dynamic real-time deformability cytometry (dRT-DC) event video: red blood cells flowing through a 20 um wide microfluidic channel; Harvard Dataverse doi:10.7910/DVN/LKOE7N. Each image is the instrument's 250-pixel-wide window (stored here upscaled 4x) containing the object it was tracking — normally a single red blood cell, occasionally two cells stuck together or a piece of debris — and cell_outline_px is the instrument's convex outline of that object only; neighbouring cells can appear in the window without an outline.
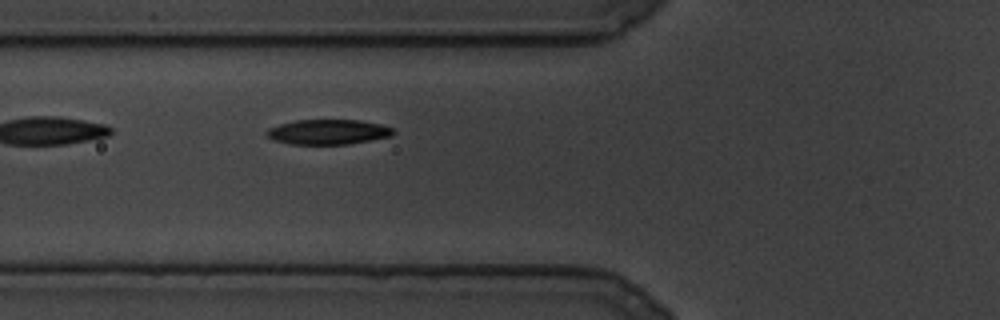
{"species": "common noctule bat (a hibernating species)", "species_latin": "Nyctalus noctula", "temperature_condition": "cold", "stored_images_in_passage": 77, "camera_frame_rate_fps": 3000, "um_per_image_px": 0.085, "animal": {"sex": "male", "body_mass_g": 19.5, "forearm_length_mm": 54.6}, "frame": {"image": 1, "passage_image": 5, "time_ms": 1.333, "image_size_px": [1000, 320], "cell_outline_px": [[396, 132], [392, 136], [348, 144], [288, 144], [272, 140], [264, 132], [268, 128], [280, 124], [296, 120], [360, 120], [380, 124], [392, 128]], "centroid_in_image_um": [27.87, 11.22], "position_along_channel_um": 97.9, "area_um2": 18.5}}
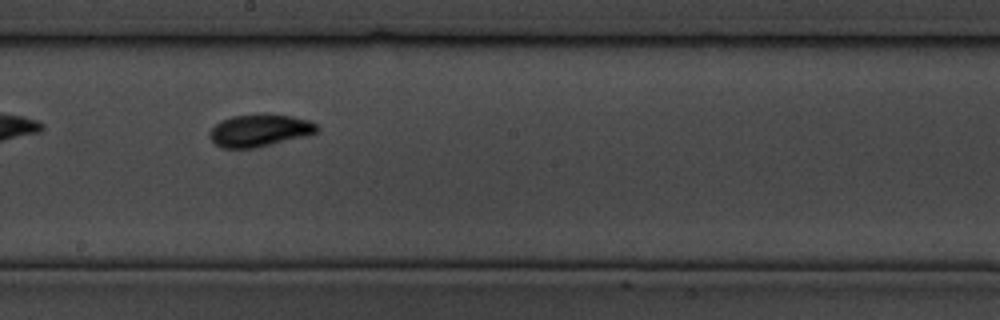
{"frame": {"image": 2, "passage_image": 27, "time_ms": 8.667, "image_size_px": [1000, 320], "cell_outline_px": [[320, 128], [316, 132], [308, 136], [256, 148], [220, 148], [208, 136], [208, 132], [216, 124], [232, 116], [264, 112], [292, 116], [308, 120], [316, 124]], "centroid_in_image_um": [22.08, 11.07], "position_along_channel_um": 226.1, "area_um2": 20.63}}
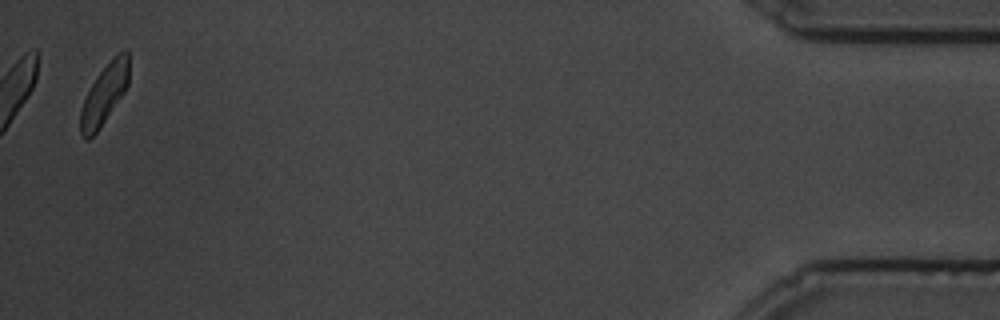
{"frame": {"image": 3, "passage_image": 75, "time_ms": 24.667, "image_size_px": [1000, 320], "cell_outline_px": [[128, 84], [124, 92], [100, 128], [88, 140], [84, 140], [80, 136], [80, 108], [92, 84], [100, 72], [124, 48], [128, 52]], "centroid_in_image_um": [8.84, 8.08], "position_along_channel_um": 426.4, "area_um2": 16.59}}